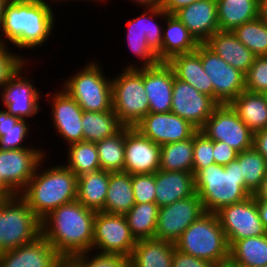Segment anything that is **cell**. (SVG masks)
Wrapping results in <instances>:
<instances>
[{"mask_svg": "<svg viewBox=\"0 0 267 267\" xmlns=\"http://www.w3.org/2000/svg\"><path fill=\"white\" fill-rule=\"evenodd\" d=\"M233 32L256 56H267V24L259 17L236 27Z\"/></svg>", "mask_w": 267, "mask_h": 267, "instance_id": "obj_40", "label": "cell"}, {"mask_svg": "<svg viewBox=\"0 0 267 267\" xmlns=\"http://www.w3.org/2000/svg\"><path fill=\"white\" fill-rule=\"evenodd\" d=\"M214 267H235L233 266L232 264H230L229 262L228 263H225V264H222V265H216Z\"/></svg>", "mask_w": 267, "mask_h": 267, "instance_id": "obj_59", "label": "cell"}, {"mask_svg": "<svg viewBox=\"0 0 267 267\" xmlns=\"http://www.w3.org/2000/svg\"><path fill=\"white\" fill-rule=\"evenodd\" d=\"M143 81L149 113L171 112L174 72L167 62L143 67Z\"/></svg>", "mask_w": 267, "mask_h": 267, "instance_id": "obj_22", "label": "cell"}, {"mask_svg": "<svg viewBox=\"0 0 267 267\" xmlns=\"http://www.w3.org/2000/svg\"><path fill=\"white\" fill-rule=\"evenodd\" d=\"M10 45L0 44V89L7 83L8 79L26 62L31 59L23 57L17 52H11ZM15 53V54H14Z\"/></svg>", "mask_w": 267, "mask_h": 267, "instance_id": "obj_45", "label": "cell"}, {"mask_svg": "<svg viewBox=\"0 0 267 267\" xmlns=\"http://www.w3.org/2000/svg\"><path fill=\"white\" fill-rule=\"evenodd\" d=\"M41 220L19 194L0 201V253L35 241Z\"/></svg>", "mask_w": 267, "mask_h": 267, "instance_id": "obj_8", "label": "cell"}, {"mask_svg": "<svg viewBox=\"0 0 267 267\" xmlns=\"http://www.w3.org/2000/svg\"><path fill=\"white\" fill-rule=\"evenodd\" d=\"M91 253L95 255H91ZM65 265L67 267H127L129 258L121 254L100 253L90 250L70 257Z\"/></svg>", "mask_w": 267, "mask_h": 267, "instance_id": "obj_41", "label": "cell"}, {"mask_svg": "<svg viewBox=\"0 0 267 267\" xmlns=\"http://www.w3.org/2000/svg\"><path fill=\"white\" fill-rule=\"evenodd\" d=\"M229 105L253 133L267 127L266 94L245 89Z\"/></svg>", "mask_w": 267, "mask_h": 267, "instance_id": "obj_29", "label": "cell"}, {"mask_svg": "<svg viewBox=\"0 0 267 267\" xmlns=\"http://www.w3.org/2000/svg\"><path fill=\"white\" fill-rule=\"evenodd\" d=\"M236 159L240 164L241 176L245 180V187L254 195L266 175V160L254 147L238 153Z\"/></svg>", "mask_w": 267, "mask_h": 267, "instance_id": "obj_39", "label": "cell"}, {"mask_svg": "<svg viewBox=\"0 0 267 267\" xmlns=\"http://www.w3.org/2000/svg\"><path fill=\"white\" fill-rule=\"evenodd\" d=\"M110 172L98 170L77 177V200L86 208L103 211Z\"/></svg>", "mask_w": 267, "mask_h": 267, "instance_id": "obj_30", "label": "cell"}, {"mask_svg": "<svg viewBox=\"0 0 267 267\" xmlns=\"http://www.w3.org/2000/svg\"><path fill=\"white\" fill-rule=\"evenodd\" d=\"M256 203L259 217L265 230L267 231V201L256 200Z\"/></svg>", "mask_w": 267, "mask_h": 267, "instance_id": "obj_52", "label": "cell"}, {"mask_svg": "<svg viewBox=\"0 0 267 267\" xmlns=\"http://www.w3.org/2000/svg\"><path fill=\"white\" fill-rule=\"evenodd\" d=\"M167 64L172 68L176 78L213 98V84L204 71L201 57L196 51L175 55L167 61Z\"/></svg>", "mask_w": 267, "mask_h": 267, "instance_id": "obj_27", "label": "cell"}, {"mask_svg": "<svg viewBox=\"0 0 267 267\" xmlns=\"http://www.w3.org/2000/svg\"><path fill=\"white\" fill-rule=\"evenodd\" d=\"M142 9L144 11L141 15L133 17L126 23L129 49L140 63L136 60L133 63L130 61L124 68L151 67L161 62L163 30L161 22L168 14L159 6ZM159 17L161 22L158 21Z\"/></svg>", "mask_w": 267, "mask_h": 267, "instance_id": "obj_6", "label": "cell"}, {"mask_svg": "<svg viewBox=\"0 0 267 267\" xmlns=\"http://www.w3.org/2000/svg\"><path fill=\"white\" fill-rule=\"evenodd\" d=\"M28 120L19 119L13 128L9 130H0V148L1 149H23L38 148V146L27 145V138L32 129Z\"/></svg>", "mask_w": 267, "mask_h": 267, "instance_id": "obj_42", "label": "cell"}, {"mask_svg": "<svg viewBox=\"0 0 267 267\" xmlns=\"http://www.w3.org/2000/svg\"><path fill=\"white\" fill-rule=\"evenodd\" d=\"M12 194L0 182V201L9 198Z\"/></svg>", "mask_w": 267, "mask_h": 267, "instance_id": "obj_57", "label": "cell"}, {"mask_svg": "<svg viewBox=\"0 0 267 267\" xmlns=\"http://www.w3.org/2000/svg\"><path fill=\"white\" fill-rule=\"evenodd\" d=\"M46 160L45 156L19 194L40 220L61 205L77 199L76 174L61 162L46 168Z\"/></svg>", "mask_w": 267, "mask_h": 267, "instance_id": "obj_3", "label": "cell"}, {"mask_svg": "<svg viewBox=\"0 0 267 267\" xmlns=\"http://www.w3.org/2000/svg\"><path fill=\"white\" fill-rule=\"evenodd\" d=\"M218 105L212 97L174 76L171 112L185 119L197 130L202 129Z\"/></svg>", "mask_w": 267, "mask_h": 267, "instance_id": "obj_17", "label": "cell"}, {"mask_svg": "<svg viewBox=\"0 0 267 267\" xmlns=\"http://www.w3.org/2000/svg\"><path fill=\"white\" fill-rule=\"evenodd\" d=\"M198 43H205L219 28L217 1L200 0L175 13Z\"/></svg>", "mask_w": 267, "mask_h": 267, "instance_id": "obj_23", "label": "cell"}, {"mask_svg": "<svg viewBox=\"0 0 267 267\" xmlns=\"http://www.w3.org/2000/svg\"><path fill=\"white\" fill-rule=\"evenodd\" d=\"M46 151V152H45ZM47 149L0 148V182L11 194H20L33 177L37 166L47 156Z\"/></svg>", "mask_w": 267, "mask_h": 267, "instance_id": "obj_13", "label": "cell"}, {"mask_svg": "<svg viewBox=\"0 0 267 267\" xmlns=\"http://www.w3.org/2000/svg\"><path fill=\"white\" fill-rule=\"evenodd\" d=\"M161 62L178 54L196 51L199 43L175 14H168L163 22Z\"/></svg>", "mask_w": 267, "mask_h": 267, "instance_id": "obj_26", "label": "cell"}, {"mask_svg": "<svg viewBox=\"0 0 267 267\" xmlns=\"http://www.w3.org/2000/svg\"><path fill=\"white\" fill-rule=\"evenodd\" d=\"M253 147L264 157L267 163V127L254 133Z\"/></svg>", "mask_w": 267, "mask_h": 267, "instance_id": "obj_50", "label": "cell"}, {"mask_svg": "<svg viewBox=\"0 0 267 267\" xmlns=\"http://www.w3.org/2000/svg\"><path fill=\"white\" fill-rule=\"evenodd\" d=\"M203 213L205 211L197 193L186 199L159 207L154 238L174 244Z\"/></svg>", "mask_w": 267, "mask_h": 267, "instance_id": "obj_16", "label": "cell"}, {"mask_svg": "<svg viewBox=\"0 0 267 267\" xmlns=\"http://www.w3.org/2000/svg\"><path fill=\"white\" fill-rule=\"evenodd\" d=\"M77 73L68 76L62 83L64 89L88 112H103L113 109L112 79L106 77L97 60L86 61Z\"/></svg>", "mask_w": 267, "mask_h": 267, "instance_id": "obj_7", "label": "cell"}, {"mask_svg": "<svg viewBox=\"0 0 267 267\" xmlns=\"http://www.w3.org/2000/svg\"><path fill=\"white\" fill-rule=\"evenodd\" d=\"M159 206L156 203L135 204L124 214L132 236L137 240L152 239L157 227Z\"/></svg>", "mask_w": 267, "mask_h": 267, "instance_id": "obj_35", "label": "cell"}, {"mask_svg": "<svg viewBox=\"0 0 267 267\" xmlns=\"http://www.w3.org/2000/svg\"><path fill=\"white\" fill-rule=\"evenodd\" d=\"M155 187V203L159 207L186 199L196 193L194 174L191 172L158 170L155 172Z\"/></svg>", "mask_w": 267, "mask_h": 267, "instance_id": "obj_24", "label": "cell"}, {"mask_svg": "<svg viewBox=\"0 0 267 267\" xmlns=\"http://www.w3.org/2000/svg\"><path fill=\"white\" fill-rule=\"evenodd\" d=\"M229 263L235 267L267 265V234L235 241L229 247Z\"/></svg>", "mask_w": 267, "mask_h": 267, "instance_id": "obj_31", "label": "cell"}, {"mask_svg": "<svg viewBox=\"0 0 267 267\" xmlns=\"http://www.w3.org/2000/svg\"><path fill=\"white\" fill-rule=\"evenodd\" d=\"M159 170L192 173L193 136L183 141L161 145Z\"/></svg>", "mask_w": 267, "mask_h": 267, "instance_id": "obj_36", "label": "cell"}, {"mask_svg": "<svg viewBox=\"0 0 267 267\" xmlns=\"http://www.w3.org/2000/svg\"><path fill=\"white\" fill-rule=\"evenodd\" d=\"M216 215L229 247L237 240L267 234L253 195L238 203L221 208Z\"/></svg>", "mask_w": 267, "mask_h": 267, "instance_id": "obj_15", "label": "cell"}, {"mask_svg": "<svg viewBox=\"0 0 267 267\" xmlns=\"http://www.w3.org/2000/svg\"><path fill=\"white\" fill-rule=\"evenodd\" d=\"M215 163L213 141L198 130L193 135V171L195 175L200 169Z\"/></svg>", "mask_w": 267, "mask_h": 267, "instance_id": "obj_43", "label": "cell"}, {"mask_svg": "<svg viewBox=\"0 0 267 267\" xmlns=\"http://www.w3.org/2000/svg\"><path fill=\"white\" fill-rule=\"evenodd\" d=\"M27 63L22 65L0 89V101L3 104L1 106H4L10 115L24 120L36 117L41 111L40 98L42 97L30 74L23 73L26 67H29Z\"/></svg>", "mask_w": 267, "mask_h": 267, "instance_id": "obj_14", "label": "cell"}, {"mask_svg": "<svg viewBox=\"0 0 267 267\" xmlns=\"http://www.w3.org/2000/svg\"><path fill=\"white\" fill-rule=\"evenodd\" d=\"M245 76V89L267 93V56H256Z\"/></svg>", "mask_w": 267, "mask_h": 267, "instance_id": "obj_44", "label": "cell"}, {"mask_svg": "<svg viewBox=\"0 0 267 267\" xmlns=\"http://www.w3.org/2000/svg\"><path fill=\"white\" fill-rule=\"evenodd\" d=\"M215 265L204 259H200L184 253L175 248L172 267H214Z\"/></svg>", "mask_w": 267, "mask_h": 267, "instance_id": "obj_47", "label": "cell"}, {"mask_svg": "<svg viewBox=\"0 0 267 267\" xmlns=\"http://www.w3.org/2000/svg\"><path fill=\"white\" fill-rule=\"evenodd\" d=\"M136 239L132 236L124 214L96 212L92 250L131 257Z\"/></svg>", "mask_w": 267, "mask_h": 267, "instance_id": "obj_12", "label": "cell"}, {"mask_svg": "<svg viewBox=\"0 0 267 267\" xmlns=\"http://www.w3.org/2000/svg\"><path fill=\"white\" fill-rule=\"evenodd\" d=\"M205 44L220 56L227 64L244 75L253 64L256 55L247 49L229 30H217Z\"/></svg>", "mask_w": 267, "mask_h": 267, "instance_id": "obj_25", "label": "cell"}, {"mask_svg": "<svg viewBox=\"0 0 267 267\" xmlns=\"http://www.w3.org/2000/svg\"><path fill=\"white\" fill-rule=\"evenodd\" d=\"M9 2V0H0V25L3 18L5 5Z\"/></svg>", "mask_w": 267, "mask_h": 267, "instance_id": "obj_58", "label": "cell"}, {"mask_svg": "<svg viewBox=\"0 0 267 267\" xmlns=\"http://www.w3.org/2000/svg\"><path fill=\"white\" fill-rule=\"evenodd\" d=\"M53 8L39 0H9L0 25V44L9 42L26 51L45 46L56 28Z\"/></svg>", "mask_w": 267, "mask_h": 267, "instance_id": "obj_1", "label": "cell"}, {"mask_svg": "<svg viewBox=\"0 0 267 267\" xmlns=\"http://www.w3.org/2000/svg\"><path fill=\"white\" fill-rule=\"evenodd\" d=\"M255 200L267 201V172L262 180L260 188L254 193Z\"/></svg>", "mask_w": 267, "mask_h": 267, "instance_id": "obj_53", "label": "cell"}, {"mask_svg": "<svg viewBox=\"0 0 267 267\" xmlns=\"http://www.w3.org/2000/svg\"><path fill=\"white\" fill-rule=\"evenodd\" d=\"M65 261L41 235L35 241L0 253V267H64Z\"/></svg>", "mask_w": 267, "mask_h": 267, "instance_id": "obj_21", "label": "cell"}, {"mask_svg": "<svg viewBox=\"0 0 267 267\" xmlns=\"http://www.w3.org/2000/svg\"><path fill=\"white\" fill-rule=\"evenodd\" d=\"M125 126L111 137L96 142L101 170L123 172Z\"/></svg>", "mask_w": 267, "mask_h": 267, "instance_id": "obj_38", "label": "cell"}, {"mask_svg": "<svg viewBox=\"0 0 267 267\" xmlns=\"http://www.w3.org/2000/svg\"><path fill=\"white\" fill-rule=\"evenodd\" d=\"M161 146L136 128L125 126L124 168L130 175L153 174L160 168Z\"/></svg>", "mask_w": 267, "mask_h": 267, "instance_id": "obj_19", "label": "cell"}, {"mask_svg": "<svg viewBox=\"0 0 267 267\" xmlns=\"http://www.w3.org/2000/svg\"><path fill=\"white\" fill-rule=\"evenodd\" d=\"M174 245L176 249L215 266L229 262V245L216 213H203Z\"/></svg>", "mask_w": 267, "mask_h": 267, "instance_id": "obj_5", "label": "cell"}, {"mask_svg": "<svg viewBox=\"0 0 267 267\" xmlns=\"http://www.w3.org/2000/svg\"><path fill=\"white\" fill-rule=\"evenodd\" d=\"M220 30L236 27L258 18V0H216Z\"/></svg>", "mask_w": 267, "mask_h": 267, "instance_id": "obj_33", "label": "cell"}, {"mask_svg": "<svg viewBox=\"0 0 267 267\" xmlns=\"http://www.w3.org/2000/svg\"><path fill=\"white\" fill-rule=\"evenodd\" d=\"M122 69L112 76L113 110L124 126L134 127L149 113L143 67Z\"/></svg>", "mask_w": 267, "mask_h": 267, "instance_id": "obj_9", "label": "cell"}, {"mask_svg": "<svg viewBox=\"0 0 267 267\" xmlns=\"http://www.w3.org/2000/svg\"><path fill=\"white\" fill-rule=\"evenodd\" d=\"M81 123L83 140L92 143L111 137L124 127L113 109L103 112L83 111Z\"/></svg>", "mask_w": 267, "mask_h": 267, "instance_id": "obj_34", "label": "cell"}, {"mask_svg": "<svg viewBox=\"0 0 267 267\" xmlns=\"http://www.w3.org/2000/svg\"><path fill=\"white\" fill-rule=\"evenodd\" d=\"M134 128L160 146L189 139L198 131L173 112L148 113Z\"/></svg>", "mask_w": 267, "mask_h": 267, "instance_id": "obj_20", "label": "cell"}, {"mask_svg": "<svg viewBox=\"0 0 267 267\" xmlns=\"http://www.w3.org/2000/svg\"><path fill=\"white\" fill-rule=\"evenodd\" d=\"M196 52L200 55L202 67L213 84V99L218 104H230L245 90V76L227 64L205 43H199Z\"/></svg>", "mask_w": 267, "mask_h": 267, "instance_id": "obj_10", "label": "cell"}, {"mask_svg": "<svg viewBox=\"0 0 267 267\" xmlns=\"http://www.w3.org/2000/svg\"><path fill=\"white\" fill-rule=\"evenodd\" d=\"M135 205L131 175L126 172H110L108 191L103 212L125 214Z\"/></svg>", "mask_w": 267, "mask_h": 267, "instance_id": "obj_32", "label": "cell"}, {"mask_svg": "<svg viewBox=\"0 0 267 267\" xmlns=\"http://www.w3.org/2000/svg\"><path fill=\"white\" fill-rule=\"evenodd\" d=\"M214 161L218 165L226 166L237 158L238 152L227 143L213 141Z\"/></svg>", "mask_w": 267, "mask_h": 267, "instance_id": "obj_48", "label": "cell"}, {"mask_svg": "<svg viewBox=\"0 0 267 267\" xmlns=\"http://www.w3.org/2000/svg\"><path fill=\"white\" fill-rule=\"evenodd\" d=\"M39 1H42V2H44V3H46V4H48V5H51L52 6V4H54V2L55 3H58V5H59V3H66V2H71V1H75L76 3H77V1L79 2V1H90L89 3H91V2H93L94 1V3L96 2L97 4H98V0H39ZM50 1V2H49Z\"/></svg>", "mask_w": 267, "mask_h": 267, "instance_id": "obj_56", "label": "cell"}, {"mask_svg": "<svg viewBox=\"0 0 267 267\" xmlns=\"http://www.w3.org/2000/svg\"><path fill=\"white\" fill-rule=\"evenodd\" d=\"M200 131L212 141L227 143L238 153L253 147L254 133L229 104H219Z\"/></svg>", "mask_w": 267, "mask_h": 267, "instance_id": "obj_11", "label": "cell"}, {"mask_svg": "<svg viewBox=\"0 0 267 267\" xmlns=\"http://www.w3.org/2000/svg\"><path fill=\"white\" fill-rule=\"evenodd\" d=\"M195 192L205 212L216 213L221 208L238 203L253 195L241 176L237 159L228 165L210 164L195 175Z\"/></svg>", "mask_w": 267, "mask_h": 267, "instance_id": "obj_4", "label": "cell"}, {"mask_svg": "<svg viewBox=\"0 0 267 267\" xmlns=\"http://www.w3.org/2000/svg\"><path fill=\"white\" fill-rule=\"evenodd\" d=\"M258 17L267 24V0H258Z\"/></svg>", "mask_w": 267, "mask_h": 267, "instance_id": "obj_55", "label": "cell"}, {"mask_svg": "<svg viewBox=\"0 0 267 267\" xmlns=\"http://www.w3.org/2000/svg\"><path fill=\"white\" fill-rule=\"evenodd\" d=\"M109 1V0H108ZM133 4L144 7H156L159 6L160 0H129ZM99 3H108L107 0H98Z\"/></svg>", "mask_w": 267, "mask_h": 267, "instance_id": "obj_54", "label": "cell"}, {"mask_svg": "<svg viewBox=\"0 0 267 267\" xmlns=\"http://www.w3.org/2000/svg\"><path fill=\"white\" fill-rule=\"evenodd\" d=\"M200 0H160L161 7L167 14H175L181 8Z\"/></svg>", "mask_w": 267, "mask_h": 267, "instance_id": "obj_49", "label": "cell"}, {"mask_svg": "<svg viewBox=\"0 0 267 267\" xmlns=\"http://www.w3.org/2000/svg\"><path fill=\"white\" fill-rule=\"evenodd\" d=\"M56 92H47L48 104L50 103L51 121L59 138L64 144L70 145L83 141L82 115L83 110L77 102L62 88ZM53 95V96H52ZM50 96V97H49ZM51 99V100H50Z\"/></svg>", "mask_w": 267, "mask_h": 267, "instance_id": "obj_18", "label": "cell"}, {"mask_svg": "<svg viewBox=\"0 0 267 267\" xmlns=\"http://www.w3.org/2000/svg\"><path fill=\"white\" fill-rule=\"evenodd\" d=\"M18 120V117L10 115L5 109L0 110V130H9L13 128Z\"/></svg>", "mask_w": 267, "mask_h": 267, "instance_id": "obj_51", "label": "cell"}, {"mask_svg": "<svg viewBox=\"0 0 267 267\" xmlns=\"http://www.w3.org/2000/svg\"><path fill=\"white\" fill-rule=\"evenodd\" d=\"M175 245L159 239L137 240L129 265L131 267H172Z\"/></svg>", "mask_w": 267, "mask_h": 267, "instance_id": "obj_28", "label": "cell"}, {"mask_svg": "<svg viewBox=\"0 0 267 267\" xmlns=\"http://www.w3.org/2000/svg\"><path fill=\"white\" fill-rule=\"evenodd\" d=\"M96 211L77 199L63 204L41 220V235L66 262L92 250Z\"/></svg>", "mask_w": 267, "mask_h": 267, "instance_id": "obj_2", "label": "cell"}, {"mask_svg": "<svg viewBox=\"0 0 267 267\" xmlns=\"http://www.w3.org/2000/svg\"><path fill=\"white\" fill-rule=\"evenodd\" d=\"M135 204L155 203V173L131 175Z\"/></svg>", "mask_w": 267, "mask_h": 267, "instance_id": "obj_46", "label": "cell"}, {"mask_svg": "<svg viewBox=\"0 0 267 267\" xmlns=\"http://www.w3.org/2000/svg\"><path fill=\"white\" fill-rule=\"evenodd\" d=\"M67 159L64 163L77 177L101 169L96 143L81 141L66 146Z\"/></svg>", "mask_w": 267, "mask_h": 267, "instance_id": "obj_37", "label": "cell"}]
</instances>
